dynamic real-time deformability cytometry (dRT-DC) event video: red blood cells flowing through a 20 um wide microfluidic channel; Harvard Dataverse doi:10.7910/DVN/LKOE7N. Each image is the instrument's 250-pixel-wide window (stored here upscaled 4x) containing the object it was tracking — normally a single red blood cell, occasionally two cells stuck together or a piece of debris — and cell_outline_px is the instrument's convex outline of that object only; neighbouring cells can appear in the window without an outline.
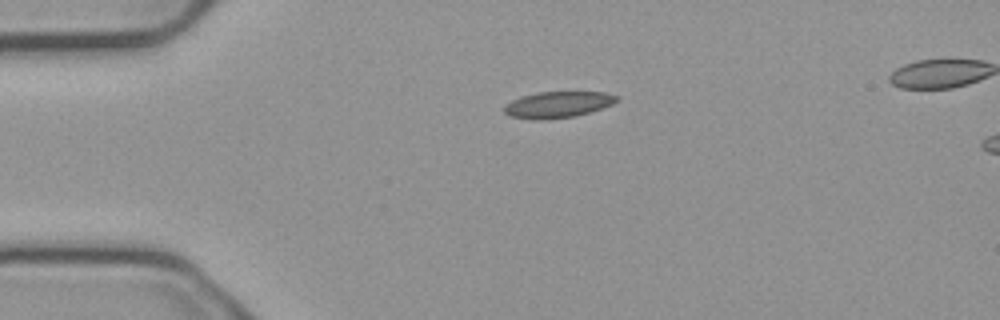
{"species": "common noctule bat (a hibernating species)", "species_latin": "Nyctalus noctula", "temperature_condition": "cold", "stored_images_in_passage": 36, "camera_frame_rate_fps": 3000, "um_per_image_px": 0.085, "animal": {"sex": "male", "body_mass_g": 23.1, "forearm_length_mm": 52.7}, "frame": {"image": 1, "passage_image": 1, "time_ms": 0.0, "image_size_px": [1000, 320], "cell_outline_px": [[616, 100], [612, 104], [576, 116], [540, 120], [512, 116], [504, 112], [504, 108], [512, 100], [520, 96], [536, 92], [604, 92], [616, 96]], "centroid_in_image_um": [47.38, 8.88], "position_along_channel_um": 37.6, "area_um2": 16.82}}
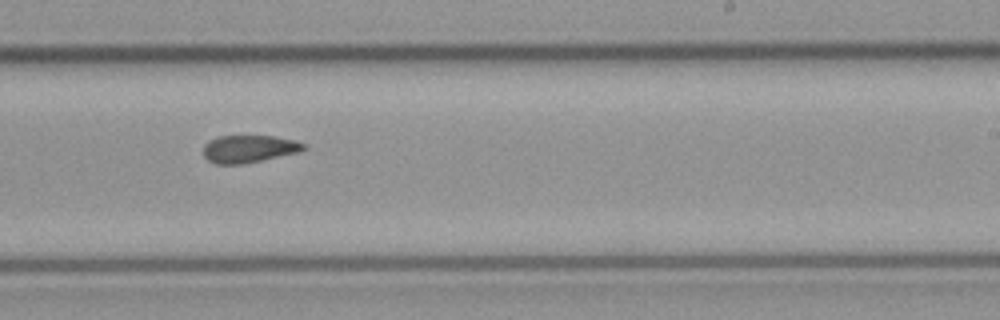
{"frame": {"image": 2, "passage_image": 22, "time_ms": 7.0, "image_size_px": [1000, 320], "cell_outline_px": [[308, 148], [300, 152], [240, 164], [216, 164], [208, 160], [204, 156], [204, 144], [208, 140], [216, 136], [272, 136], [296, 140], [304, 144]], "centroid_in_image_um": [21.15, 12.64], "position_along_channel_um": 267.8, "area_um2": 16.07}}
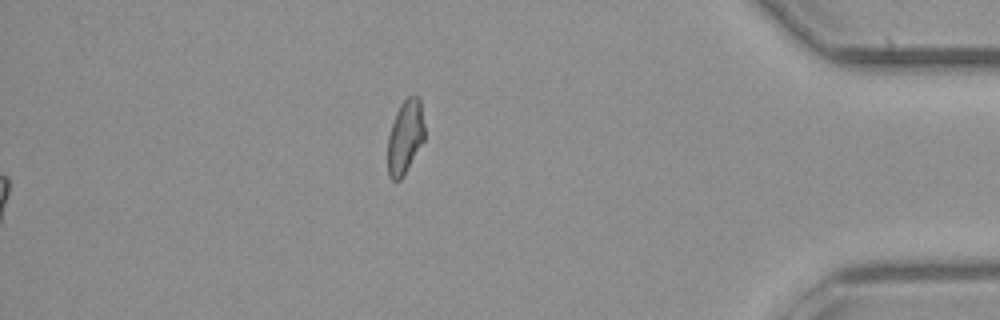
{"frame": {"image": 3, "passage_image": 36, "time_ms": 11.667, "image_size_px": [1000, 320], "cell_outline_px": [[424, 140], [404, 176], [400, 180], [392, 180], [388, 176], [388, 136], [396, 112], [400, 104], [408, 96], [420, 96], [424, 124]], "centroid_in_image_um": [34.44, 11.64], "position_along_channel_um": 400.8, "area_um2": 15.95}, "authors_computed_cell_mechanics": {"area_um2": 16.7331, "velocity_mm_per_s": 3.7484, "shape_relaxation_time_tau1_ms": null, "shape_relaxation_time_tau2_ms": 6.8865, "deformation_change_tau1": null, "deformation_change_tau2": 0.1123}}